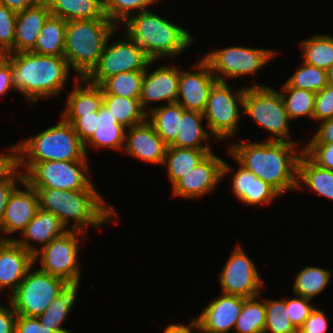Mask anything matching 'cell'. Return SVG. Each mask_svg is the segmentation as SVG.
Here are the masks:
<instances>
[{"label":"cell","instance_id":"obj_33","mask_svg":"<svg viewBox=\"0 0 333 333\" xmlns=\"http://www.w3.org/2000/svg\"><path fill=\"white\" fill-rule=\"evenodd\" d=\"M156 106V107H154ZM147 113V120L153 125L157 134L169 146L174 140L182 117L183 107L178 103L159 106L154 105Z\"/></svg>","mask_w":333,"mask_h":333},{"label":"cell","instance_id":"obj_43","mask_svg":"<svg viewBox=\"0 0 333 333\" xmlns=\"http://www.w3.org/2000/svg\"><path fill=\"white\" fill-rule=\"evenodd\" d=\"M71 123L81 142L85 145L94 135L99 124V111L83 116H61Z\"/></svg>","mask_w":333,"mask_h":333},{"label":"cell","instance_id":"obj_17","mask_svg":"<svg viewBox=\"0 0 333 333\" xmlns=\"http://www.w3.org/2000/svg\"><path fill=\"white\" fill-rule=\"evenodd\" d=\"M191 66L190 72L179 67L176 103L180 104L185 110L203 113L210 90L217 80L203 58ZM193 69L196 71H192Z\"/></svg>","mask_w":333,"mask_h":333},{"label":"cell","instance_id":"obj_23","mask_svg":"<svg viewBox=\"0 0 333 333\" xmlns=\"http://www.w3.org/2000/svg\"><path fill=\"white\" fill-rule=\"evenodd\" d=\"M51 12L45 0L16 14L14 53L31 52Z\"/></svg>","mask_w":333,"mask_h":333},{"label":"cell","instance_id":"obj_9","mask_svg":"<svg viewBox=\"0 0 333 333\" xmlns=\"http://www.w3.org/2000/svg\"><path fill=\"white\" fill-rule=\"evenodd\" d=\"M69 286L63 279L43 272L33 265L8 300L17 315L38 317Z\"/></svg>","mask_w":333,"mask_h":333},{"label":"cell","instance_id":"obj_5","mask_svg":"<svg viewBox=\"0 0 333 333\" xmlns=\"http://www.w3.org/2000/svg\"><path fill=\"white\" fill-rule=\"evenodd\" d=\"M118 26L106 15L100 19L67 21L64 58L78 78L97 65L109 37Z\"/></svg>","mask_w":333,"mask_h":333},{"label":"cell","instance_id":"obj_13","mask_svg":"<svg viewBox=\"0 0 333 333\" xmlns=\"http://www.w3.org/2000/svg\"><path fill=\"white\" fill-rule=\"evenodd\" d=\"M115 34L117 30L109 37L97 65L85 77L92 84L101 85L107 78L121 72L145 71L151 62L125 34L110 43Z\"/></svg>","mask_w":333,"mask_h":333},{"label":"cell","instance_id":"obj_32","mask_svg":"<svg viewBox=\"0 0 333 333\" xmlns=\"http://www.w3.org/2000/svg\"><path fill=\"white\" fill-rule=\"evenodd\" d=\"M333 271L315 266H304L294 277L293 293L313 300L331 282Z\"/></svg>","mask_w":333,"mask_h":333},{"label":"cell","instance_id":"obj_30","mask_svg":"<svg viewBox=\"0 0 333 333\" xmlns=\"http://www.w3.org/2000/svg\"><path fill=\"white\" fill-rule=\"evenodd\" d=\"M67 21L50 16L42 27L31 51L38 55L64 56Z\"/></svg>","mask_w":333,"mask_h":333},{"label":"cell","instance_id":"obj_53","mask_svg":"<svg viewBox=\"0 0 333 333\" xmlns=\"http://www.w3.org/2000/svg\"><path fill=\"white\" fill-rule=\"evenodd\" d=\"M16 316L10 301L0 303V333H14Z\"/></svg>","mask_w":333,"mask_h":333},{"label":"cell","instance_id":"obj_22","mask_svg":"<svg viewBox=\"0 0 333 333\" xmlns=\"http://www.w3.org/2000/svg\"><path fill=\"white\" fill-rule=\"evenodd\" d=\"M67 231V228L56 215L39 208L34 218L20 233L21 238L16 237L13 240L34 255L39 250L37 244L43 248L52 240L64 235Z\"/></svg>","mask_w":333,"mask_h":333},{"label":"cell","instance_id":"obj_54","mask_svg":"<svg viewBox=\"0 0 333 333\" xmlns=\"http://www.w3.org/2000/svg\"><path fill=\"white\" fill-rule=\"evenodd\" d=\"M23 179H4L0 180V223L4 216L5 208L9 195L13 189L21 183Z\"/></svg>","mask_w":333,"mask_h":333},{"label":"cell","instance_id":"obj_52","mask_svg":"<svg viewBox=\"0 0 333 333\" xmlns=\"http://www.w3.org/2000/svg\"><path fill=\"white\" fill-rule=\"evenodd\" d=\"M316 132L306 144H331L333 143V117L319 123Z\"/></svg>","mask_w":333,"mask_h":333},{"label":"cell","instance_id":"obj_2","mask_svg":"<svg viewBox=\"0 0 333 333\" xmlns=\"http://www.w3.org/2000/svg\"><path fill=\"white\" fill-rule=\"evenodd\" d=\"M95 187L92 183L84 190L34 189L38 194L40 209L56 215L68 231L85 233L89 227L99 230L107 226L110 220L119 217Z\"/></svg>","mask_w":333,"mask_h":333},{"label":"cell","instance_id":"obj_11","mask_svg":"<svg viewBox=\"0 0 333 333\" xmlns=\"http://www.w3.org/2000/svg\"><path fill=\"white\" fill-rule=\"evenodd\" d=\"M279 51L265 48L230 46L216 49L203 55L211 72L219 82H227L228 78L253 76L261 70L269 60L278 56Z\"/></svg>","mask_w":333,"mask_h":333},{"label":"cell","instance_id":"obj_45","mask_svg":"<svg viewBox=\"0 0 333 333\" xmlns=\"http://www.w3.org/2000/svg\"><path fill=\"white\" fill-rule=\"evenodd\" d=\"M16 12L0 4V45L14 53Z\"/></svg>","mask_w":333,"mask_h":333},{"label":"cell","instance_id":"obj_10","mask_svg":"<svg viewBox=\"0 0 333 333\" xmlns=\"http://www.w3.org/2000/svg\"><path fill=\"white\" fill-rule=\"evenodd\" d=\"M245 89L243 86L232 91L229 83L219 81L212 86L203 115L208 130L217 141L236 135L239 119L243 116L240 110H243Z\"/></svg>","mask_w":333,"mask_h":333},{"label":"cell","instance_id":"obj_21","mask_svg":"<svg viewBox=\"0 0 333 333\" xmlns=\"http://www.w3.org/2000/svg\"><path fill=\"white\" fill-rule=\"evenodd\" d=\"M34 265L33 255L15 240L0 241V292L12 293Z\"/></svg>","mask_w":333,"mask_h":333},{"label":"cell","instance_id":"obj_37","mask_svg":"<svg viewBox=\"0 0 333 333\" xmlns=\"http://www.w3.org/2000/svg\"><path fill=\"white\" fill-rule=\"evenodd\" d=\"M280 95L290 120L307 117L313 120L316 93L289 87L286 83L281 85Z\"/></svg>","mask_w":333,"mask_h":333},{"label":"cell","instance_id":"obj_3","mask_svg":"<svg viewBox=\"0 0 333 333\" xmlns=\"http://www.w3.org/2000/svg\"><path fill=\"white\" fill-rule=\"evenodd\" d=\"M121 26L133 45L155 63L180 56L196 40L189 30L151 10L131 15L119 30Z\"/></svg>","mask_w":333,"mask_h":333},{"label":"cell","instance_id":"obj_48","mask_svg":"<svg viewBox=\"0 0 333 333\" xmlns=\"http://www.w3.org/2000/svg\"><path fill=\"white\" fill-rule=\"evenodd\" d=\"M333 117V86L327 85L316 93L313 120L324 121Z\"/></svg>","mask_w":333,"mask_h":333},{"label":"cell","instance_id":"obj_55","mask_svg":"<svg viewBox=\"0 0 333 333\" xmlns=\"http://www.w3.org/2000/svg\"><path fill=\"white\" fill-rule=\"evenodd\" d=\"M12 89L11 63L8 60L4 66L0 67V96H4Z\"/></svg>","mask_w":333,"mask_h":333},{"label":"cell","instance_id":"obj_26","mask_svg":"<svg viewBox=\"0 0 333 333\" xmlns=\"http://www.w3.org/2000/svg\"><path fill=\"white\" fill-rule=\"evenodd\" d=\"M99 124L92 138L84 145L86 155L88 156V146L99 150L104 148L122 152L126 128L116 121L104 105L99 109Z\"/></svg>","mask_w":333,"mask_h":333},{"label":"cell","instance_id":"obj_19","mask_svg":"<svg viewBox=\"0 0 333 333\" xmlns=\"http://www.w3.org/2000/svg\"><path fill=\"white\" fill-rule=\"evenodd\" d=\"M244 304V297L221 293L194 318L200 333H231Z\"/></svg>","mask_w":333,"mask_h":333},{"label":"cell","instance_id":"obj_29","mask_svg":"<svg viewBox=\"0 0 333 333\" xmlns=\"http://www.w3.org/2000/svg\"><path fill=\"white\" fill-rule=\"evenodd\" d=\"M212 152L213 150L168 146L163 166L167 168V179L171 187Z\"/></svg>","mask_w":333,"mask_h":333},{"label":"cell","instance_id":"obj_49","mask_svg":"<svg viewBox=\"0 0 333 333\" xmlns=\"http://www.w3.org/2000/svg\"><path fill=\"white\" fill-rule=\"evenodd\" d=\"M328 322L325 311L316 306L304 321V324L298 329V333H326L329 327Z\"/></svg>","mask_w":333,"mask_h":333},{"label":"cell","instance_id":"obj_42","mask_svg":"<svg viewBox=\"0 0 333 333\" xmlns=\"http://www.w3.org/2000/svg\"><path fill=\"white\" fill-rule=\"evenodd\" d=\"M280 196L282 195L273 186L251 172L250 195H245L240 202L247 206L271 205Z\"/></svg>","mask_w":333,"mask_h":333},{"label":"cell","instance_id":"obj_41","mask_svg":"<svg viewBox=\"0 0 333 333\" xmlns=\"http://www.w3.org/2000/svg\"><path fill=\"white\" fill-rule=\"evenodd\" d=\"M161 0H104L105 15L119 26L125 22L131 15L144 10H150Z\"/></svg>","mask_w":333,"mask_h":333},{"label":"cell","instance_id":"obj_40","mask_svg":"<svg viewBox=\"0 0 333 333\" xmlns=\"http://www.w3.org/2000/svg\"><path fill=\"white\" fill-rule=\"evenodd\" d=\"M266 323L264 333H298L286 309V299H265Z\"/></svg>","mask_w":333,"mask_h":333},{"label":"cell","instance_id":"obj_35","mask_svg":"<svg viewBox=\"0 0 333 333\" xmlns=\"http://www.w3.org/2000/svg\"><path fill=\"white\" fill-rule=\"evenodd\" d=\"M103 105L125 128L141 124L147 119V113L142 109L139 99L103 95Z\"/></svg>","mask_w":333,"mask_h":333},{"label":"cell","instance_id":"obj_27","mask_svg":"<svg viewBox=\"0 0 333 333\" xmlns=\"http://www.w3.org/2000/svg\"><path fill=\"white\" fill-rule=\"evenodd\" d=\"M304 188L333 202V171L319 167L303 153L298 163L297 190Z\"/></svg>","mask_w":333,"mask_h":333},{"label":"cell","instance_id":"obj_14","mask_svg":"<svg viewBox=\"0 0 333 333\" xmlns=\"http://www.w3.org/2000/svg\"><path fill=\"white\" fill-rule=\"evenodd\" d=\"M219 276L224 294L252 298L262 294L265 285L258 267L239 244L230 253Z\"/></svg>","mask_w":333,"mask_h":333},{"label":"cell","instance_id":"obj_44","mask_svg":"<svg viewBox=\"0 0 333 333\" xmlns=\"http://www.w3.org/2000/svg\"><path fill=\"white\" fill-rule=\"evenodd\" d=\"M6 150L9 152L0 153V180L23 179L19 169L18 143L8 146Z\"/></svg>","mask_w":333,"mask_h":333},{"label":"cell","instance_id":"obj_15","mask_svg":"<svg viewBox=\"0 0 333 333\" xmlns=\"http://www.w3.org/2000/svg\"><path fill=\"white\" fill-rule=\"evenodd\" d=\"M234 169L220 156L209 153L196 167L172 187V194L183 199H196L213 192L221 180Z\"/></svg>","mask_w":333,"mask_h":333},{"label":"cell","instance_id":"obj_31","mask_svg":"<svg viewBox=\"0 0 333 333\" xmlns=\"http://www.w3.org/2000/svg\"><path fill=\"white\" fill-rule=\"evenodd\" d=\"M79 285H70L63 293L56 297L43 312L38 316L42 325L55 328L59 333H72L63 328V323L72 312L78 295Z\"/></svg>","mask_w":333,"mask_h":333},{"label":"cell","instance_id":"obj_56","mask_svg":"<svg viewBox=\"0 0 333 333\" xmlns=\"http://www.w3.org/2000/svg\"><path fill=\"white\" fill-rule=\"evenodd\" d=\"M41 0H0V4L18 13L36 5Z\"/></svg>","mask_w":333,"mask_h":333},{"label":"cell","instance_id":"obj_6","mask_svg":"<svg viewBox=\"0 0 333 333\" xmlns=\"http://www.w3.org/2000/svg\"><path fill=\"white\" fill-rule=\"evenodd\" d=\"M60 122L18 143L19 163L88 160L71 123Z\"/></svg>","mask_w":333,"mask_h":333},{"label":"cell","instance_id":"obj_46","mask_svg":"<svg viewBox=\"0 0 333 333\" xmlns=\"http://www.w3.org/2000/svg\"><path fill=\"white\" fill-rule=\"evenodd\" d=\"M311 299L298 296L297 298L286 299V309L288 316L298 330L304 321L310 316L312 310L315 308L314 305L310 304Z\"/></svg>","mask_w":333,"mask_h":333},{"label":"cell","instance_id":"obj_7","mask_svg":"<svg viewBox=\"0 0 333 333\" xmlns=\"http://www.w3.org/2000/svg\"><path fill=\"white\" fill-rule=\"evenodd\" d=\"M241 112L243 116L251 117L254 123L271 133L266 141L298 143L290 140L292 138L290 118L276 89L264 84L253 83L251 86H246Z\"/></svg>","mask_w":333,"mask_h":333},{"label":"cell","instance_id":"obj_12","mask_svg":"<svg viewBox=\"0 0 333 333\" xmlns=\"http://www.w3.org/2000/svg\"><path fill=\"white\" fill-rule=\"evenodd\" d=\"M85 235L80 231H67L43 248H39L33 255L34 265L39 262V270L59 277L70 285H80L82 268L78 256L80 240L85 238Z\"/></svg>","mask_w":333,"mask_h":333},{"label":"cell","instance_id":"obj_51","mask_svg":"<svg viewBox=\"0 0 333 333\" xmlns=\"http://www.w3.org/2000/svg\"><path fill=\"white\" fill-rule=\"evenodd\" d=\"M14 333H59L55 328L42 325L38 317L17 315Z\"/></svg>","mask_w":333,"mask_h":333},{"label":"cell","instance_id":"obj_25","mask_svg":"<svg viewBox=\"0 0 333 333\" xmlns=\"http://www.w3.org/2000/svg\"><path fill=\"white\" fill-rule=\"evenodd\" d=\"M204 121L203 113L185 110L183 108V114L182 117L179 118V126L175 140L169 146L212 150L210 139L214 137H211V133L203 126L202 123Z\"/></svg>","mask_w":333,"mask_h":333},{"label":"cell","instance_id":"obj_16","mask_svg":"<svg viewBox=\"0 0 333 333\" xmlns=\"http://www.w3.org/2000/svg\"><path fill=\"white\" fill-rule=\"evenodd\" d=\"M38 209L37 191L22 180L9 195L0 223V239L13 240V237L11 238L9 235L21 233L34 218Z\"/></svg>","mask_w":333,"mask_h":333},{"label":"cell","instance_id":"obj_38","mask_svg":"<svg viewBox=\"0 0 333 333\" xmlns=\"http://www.w3.org/2000/svg\"><path fill=\"white\" fill-rule=\"evenodd\" d=\"M145 71L121 72L107 78L100 86L103 95L139 99Z\"/></svg>","mask_w":333,"mask_h":333},{"label":"cell","instance_id":"obj_24","mask_svg":"<svg viewBox=\"0 0 333 333\" xmlns=\"http://www.w3.org/2000/svg\"><path fill=\"white\" fill-rule=\"evenodd\" d=\"M73 81H75L73 89L67 95L65 109L60 115L83 116L98 112L103 105L102 87L77 76H74Z\"/></svg>","mask_w":333,"mask_h":333},{"label":"cell","instance_id":"obj_4","mask_svg":"<svg viewBox=\"0 0 333 333\" xmlns=\"http://www.w3.org/2000/svg\"><path fill=\"white\" fill-rule=\"evenodd\" d=\"M9 61L12 88L30 104L46 97L60 96L71 77V69L63 56L16 52L10 53Z\"/></svg>","mask_w":333,"mask_h":333},{"label":"cell","instance_id":"obj_20","mask_svg":"<svg viewBox=\"0 0 333 333\" xmlns=\"http://www.w3.org/2000/svg\"><path fill=\"white\" fill-rule=\"evenodd\" d=\"M168 145L146 119L143 123L126 128L122 153L151 164L163 165Z\"/></svg>","mask_w":333,"mask_h":333},{"label":"cell","instance_id":"obj_50","mask_svg":"<svg viewBox=\"0 0 333 333\" xmlns=\"http://www.w3.org/2000/svg\"><path fill=\"white\" fill-rule=\"evenodd\" d=\"M238 169L230 177L232 183V192L237 200H241L245 195H250L251 171L244 168L238 163Z\"/></svg>","mask_w":333,"mask_h":333},{"label":"cell","instance_id":"obj_28","mask_svg":"<svg viewBox=\"0 0 333 333\" xmlns=\"http://www.w3.org/2000/svg\"><path fill=\"white\" fill-rule=\"evenodd\" d=\"M52 16L65 21L100 19L105 16L104 0H45Z\"/></svg>","mask_w":333,"mask_h":333},{"label":"cell","instance_id":"obj_39","mask_svg":"<svg viewBox=\"0 0 333 333\" xmlns=\"http://www.w3.org/2000/svg\"><path fill=\"white\" fill-rule=\"evenodd\" d=\"M285 83L289 87L318 93L328 85L327 71L302 61L299 69Z\"/></svg>","mask_w":333,"mask_h":333},{"label":"cell","instance_id":"obj_36","mask_svg":"<svg viewBox=\"0 0 333 333\" xmlns=\"http://www.w3.org/2000/svg\"><path fill=\"white\" fill-rule=\"evenodd\" d=\"M265 323V298L261 297V294L252 298L244 297V304L234 331L236 333H264Z\"/></svg>","mask_w":333,"mask_h":333},{"label":"cell","instance_id":"obj_18","mask_svg":"<svg viewBox=\"0 0 333 333\" xmlns=\"http://www.w3.org/2000/svg\"><path fill=\"white\" fill-rule=\"evenodd\" d=\"M155 64L151 61L145 70L142 80L140 104L142 109L150 112V103L167 102V104L176 103L178 98L179 86V66L162 65L148 72L150 66ZM149 106V108H148ZM148 108V109H147Z\"/></svg>","mask_w":333,"mask_h":333},{"label":"cell","instance_id":"obj_57","mask_svg":"<svg viewBox=\"0 0 333 333\" xmlns=\"http://www.w3.org/2000/svg\"><path fill=\"white\" fill-rule=\"evenodd\" d=\"M163 331L164 333H196L199 331V328L197 322L193 319L189 325L170 323Z\"/></svg>","mask_w":333,"mask_h":333},{"label":"cell","instance_id":"obj_1","mask_svg":"<svg viewBox=\"0 0 333 333\" xmlns=\"http://www.w3.org/2000/svg\"><path fill=\"white\" fill-rule=\"evenodd\" d=\"M300 147L299 143L284 141L244 140L243 143H230L227 154L282 195L297 191L298 163L303 154V147Z\"/></svg>","mask_w":333,"mask_h":333},{"label":"cell","instance_id":"obj_58","mask_svg":"<svg viewBox=\"0 0 333 333\" xmlns=\"http://www.w3.org/2000/svg\"><path fill=\"white\" fill-rule=\"evenodd\" d=\"M10 51L0 45V67L4 66L9 60Z\"/></svg>","mask_w":333,"mask_h":333},{"label":"cell","instance_id":"obj_34","mask_svg":"<svg viewBox=\"0 0 333 333\" xmlns=\"http://www.w3.org/2000/svg\"><path fill=\"white\" fill-rule=\"evenodd\" d=\"M299 46L305 63L324 70L333 65V36L313 34L300 41Z\"/></svg>","mask_w":333,"mask_h":333},{"label":"cell","instance_id":"obj_59","mask_svg":"<svg viewBox=\"0 0 333 333\" xmlns=\"http://www.w3.org/2000/svg\"><path fill=\"white\" fill-rule=\"evenodd\" d=\"M326 71H327L328 85L333 86V65L329 67Z\"/></svg>","mask_w":333,"mask_h":333},{"label":"cell","instance_id":"obj_47","mask_svg":"<svg viewBox=\"0 0 333 333\" xmlns=\"http://www.w3.org/2000/svg\"><path fill=\"white\" fill-rule=\"evenodd\" d=\"M303 153L321 168L333 171V143L306 144Z\"/></svg>","mask_w":333,"mask_h":333},{"label":"cell","instance_id":"obj_8","mask_svg":"<svg viewBox=\"0 0 333 333\" xmlns=\"http://www.w3.org/2000/svg\"><path fill=\"white\" fill-rule=\"evenodd\" d=\"M89 164V160L43 161L19 163V169L33 188L84 190L93 183Z\"/></svg>","mask_w":333,"mask_h":333}]
</instances>
